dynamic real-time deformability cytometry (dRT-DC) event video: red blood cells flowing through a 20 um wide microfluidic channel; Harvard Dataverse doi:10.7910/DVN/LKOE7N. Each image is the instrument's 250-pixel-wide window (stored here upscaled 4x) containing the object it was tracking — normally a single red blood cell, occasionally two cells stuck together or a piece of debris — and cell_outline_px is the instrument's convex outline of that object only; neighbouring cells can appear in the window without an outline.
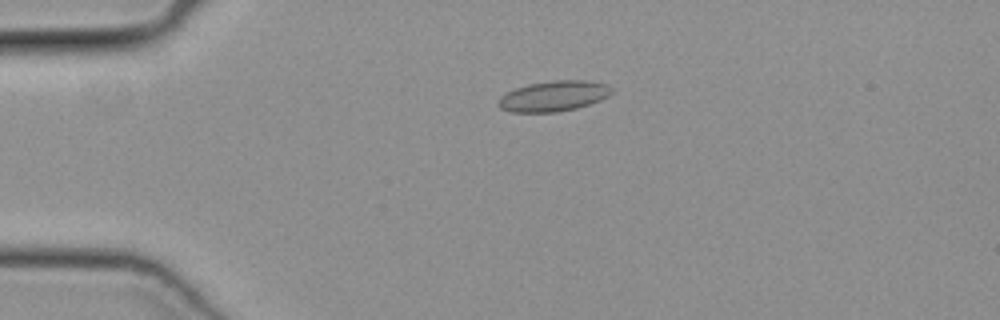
{"species": "common noctule bat (a hibernating species)", "species_latin": "Nyctalus noctula", "temperature_condition": "cold", "stored_images_in_passage": 40, "camera_frame_rate_fps": 3000, "um_per_image_px": 0.085, "animal": {"sex": "female", "body_mass_g": 19.3, "forearm_length_mm": 54.1}, "frame": {"image": 1, "passage_image": 2, "time_ms": 0.333, "image_size_px": [1000, 320], "cell_outline_px": [[612, 92], [608, 96], [600, 100], [576, 108], [556, 112], [512, 112], [500, 108], [496, 104], [496, 100], [500, 96], [516, 88], [528, 84], [552, 80], [588, 80], [608, 84], [612, 88]], "centroid_in_image_um": [47.04, 8.16], "position_along_channel_um": 38.0, "area_um2": 20.23}}
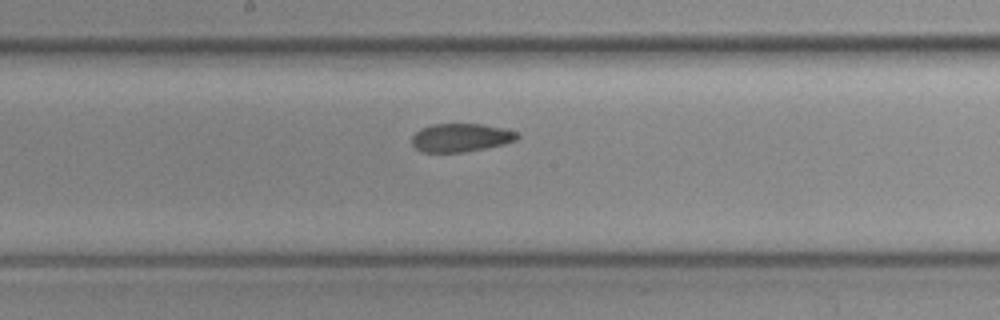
{"frame": {"image": 2, "passage_image": 17, "time_ms": 5.333, "image_size_px": [1000, 320], "cell_outline_px": [[520, 136], [516, 140], [504, 144], [464, 152], [424, 152], [416, 148], [412, 144], [412, 136], [420, 128], [432, 124], [480, 124], [504, 128], [520, 132]], "centroid_in_image_um": [39.19, 11.69], "position_along_channel_um": 209.0, "area_um2": 17.46}}
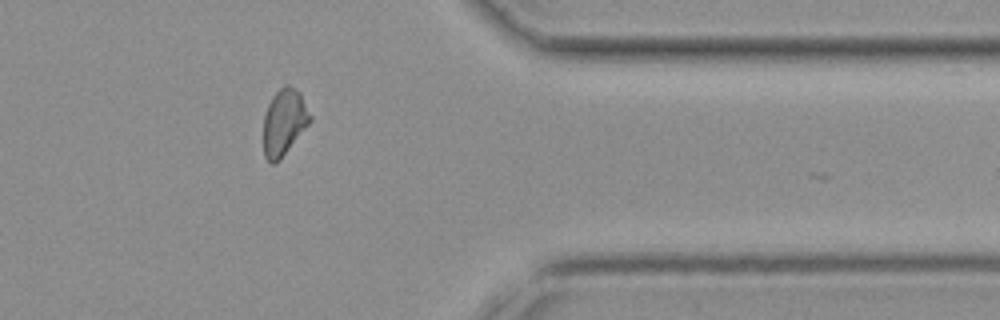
{"frame": {"image": 3, "passage_image": 31, "time_ms": 10.0, "image_size_px": [1000, 320], "cell_outline_px": [[312, 120], [280, 160], [272, 164], [264, 156], [264, 116], [268, 104], [272, 96], [280, 88], [288, 84], [300, 92], [312, 116]], "centroid_in_image_um": [24.16, 10.38], "position_along_channel_um": 387.2, "area_um2": 17.98}}